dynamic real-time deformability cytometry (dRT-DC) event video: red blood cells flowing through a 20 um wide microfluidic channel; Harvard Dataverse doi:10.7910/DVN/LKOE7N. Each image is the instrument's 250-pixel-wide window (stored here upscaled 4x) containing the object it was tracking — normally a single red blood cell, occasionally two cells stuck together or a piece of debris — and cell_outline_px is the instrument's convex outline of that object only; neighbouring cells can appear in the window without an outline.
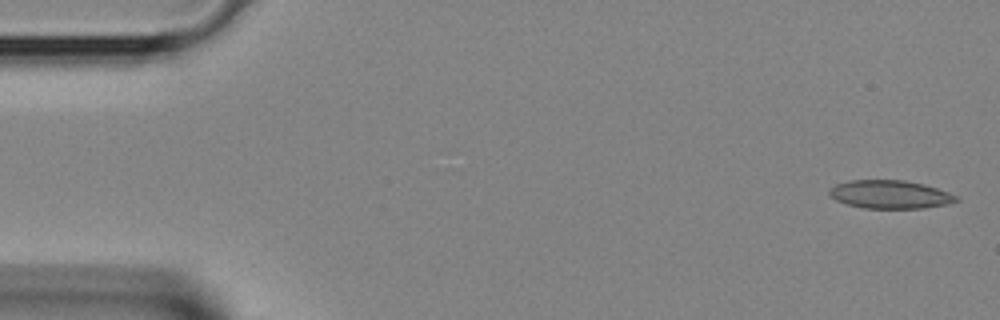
{"species": "Egyptian fruit bat (a non-hibernating species)", "species_latin": "Rousettus aegyptiacus", "temperature_condition": "room temperature", "stored_images_in_passage": 6, "camera_frame_rate_fps": 3000, "um_per_image_px": 0.085, "animal": {"sex": "female"}, "frame": {"image": 1, "passage_image": 1, "time_ms": 0.0, "image_size_px": [1000, 320], "cell_outline_px": [[960, 200], [948, 204], [924, 208], [864, 208], [848, 204], [836, 200], [828, 192], [828, 188], [836, 184], [848, 180], [904, 180], [924, 184], [948, 192], [956, 196]], "centroid_in_image_um": [75.65, 16.52], "position_along_channel_um": 9.4, "area_um2": 20.87}}